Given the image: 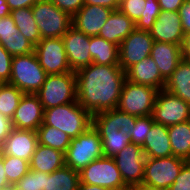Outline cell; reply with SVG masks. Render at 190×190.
<instances>
[{
    "label": "cell",
    "mask_w": 190,
    "mask_h": 190,
    "mask_svg": "<svg viewBox=\"0 0 190 190\" xmlns=\"http://www.w3.org/2000/svg\"><path fill=\"white\" fill-rule=\"evenodd\" d=\"M77 102L92 115L116 109L126 80L119 65L91 63L75 72Z\"/></svg>",
    "instance_id": "1"
},
{
    "label": "cell",
    "mask_w": 190,
    "mask_h": 190,
    "mask_svg": "<svg viewBox=\"0 0 190 190\" xmlns=\"http://www.w3.org/2000/svg\"><path fill=\"white\" fill-rule=\"evenodd\" d=\"M43 123L59 129L72 139L93 125V115L75 101L44 109Z\"/></svg>",
    "instance_id": "2"
},
{
    "label": "cell",
    "mask_w": 190,
    "mask_h": 190,
    "mask_svg": "<svg viewBox=\"0 0 190 190\" xmlns=\"http://www.w3.org/2000/svg\"><path fill=\"white\" fill-rule=\"evenodd\" d=\"M65 155V166L80 172L92 161L104 156L102 140L93 125L77 138H72Z\"/></svg>",
    "instance_id": "3"
},
{
    "label": "cell",
    "mask_w": 190,
    "mask_h": 190,
    "mask_svg": "<svg viewBox=\"0 0 190 190\" xmlns=\"http://www.w3.org/2000/svg\"><path fill=\"white\" fill-rule=\"evenodd\" d=\"M46 76L34 52L13 56L9 84L24 94H36L45 82Z\"/></svg>",
    "instance_id": "4"
},
{
    "label": "cell",
    "mask_w": 190,
    "mask_h": 190,
    "mask_svg": "<svg viewBox=\"0 0 190 190\" xmlns=\"http://www.w3.org/2000/svg\"><path fill=\"white\" fill-rule=\"evenodd\" d=\"M36 95L39 97L43 109L77 101L75 71L47 75Z\"/></svg>",
    "instance_id": "5"
},
{
    "label": "cell",
    "mask_w": 190,
    "mask_h": 190,
    "mask_svg": "<svg viewBox=\"0 0 190 190\" xmlns=\"http://www.w3.org/2000/svg\"><path fill=\"white\" fill-rule=\"evenodd\" d=\"M41 38H61L72 27V16L51 0H39L32 6Z\"/></svg>",
    "instance_id": "6"
},
{
    "label": "cell",
    "mask_w": 190,
    "mask_h": 190,
    "mask_svg": "<svg viewBox=\"0 0 190 190\" xmlns=\"http://www.w3.org/2000/svg\"><path fill=\"white\" fill-rule=\"evenodd\" d=\"M93 127L99 132L105 157L113 158L131 143L130 136L119 130L117 108L93 115Z\"/></svg>",
    "instance_id": "7"
},
{
    "label": "cell",
    "mask_w": 190,
    "mask_h": 190,
    "mask_svg": "<svg viewBox=\"0 0 190 190\" xmlns=\"http://www.w3.org/2000/svg\"><path fill=\"white\" fill-rule=\"evenodd\" d=\"M158 90L125 80L117 109L136 117L152 115Z\"/></svg>",
    "instance_id": "8"
},
{
    "label": "cell",
    "mask_w": 190,
    "mask_h": 190,
    "mask_svg": "<svg viewBox=\"0 0 190 190\" xmlns=\"http://www.w3.org/2000/svg\"><path fill=\"white\" fill-rule=\"evenodd\" d=\"M81 183L97 185L110 190H129L112 157H101L79 172Z\"/></svg>",
    "instance_id": "9"
},
{
    "label": "cell",
    "mask_w": 190,
    "mask_h": 190,
    "mask_svg": "<svg viewBox=\"0 0 190 190\" xmlns=\"http://www.w3.org/2000/svg\"><path fill=\"white\" fill-rule=\"evenodd\" d=\"M187 161L176 156L146 157L143 184L168 190Z\"/></svg>",
    "instance_id": "10"
},
{
    "label": "cell",
    "mask_w": 190,
    "mask_h": 190,
    "mask_svg": "<svg viewBox=\"0 0 190 190\" xmlns=\"http://www.w3.org/2000/svg\"><path fill=\"white\" fill-rule=\"evenodd\" d=\"M155 123L171 126L190 120V105L170 92H157L152 112Z\"/></svg>",
    "instance_id": "11"
},
{
    "label": "cell",
    "mask_w": 190,
    "mask_h": 190,
    "mask_svg": "<svg viewBox=\"0 0 190 190\" xmlns=\"http://www.w3.org/2000/svg\"><path fill=\"white\" fill-rule=\"evenodd\" d=\"M113 159L129 189L143 183L146 156L142 146L130 143Z\"/></svg>",
    "instance_id": "12"
},
{
    "label": "cell",
    "mask_w": 190,
    "mask_h": 190,
    "mask_svg": "<svg viewBox=\"0 0 190 190\" xmlns=\"http://www.w3.org/2000/svg\"><path fill=\"white\" fill-rule=\"evenodd\" d=\"M34 53L47 75L72 71L67 60L62 37L41 39L34 46Z\"/></svg>",
    "instance_id": "13"
},
{
    "label": "cell",
    "mask_w": 190,
    "mask_h": 190,
    "mask_svg": "<svg viewBox=\"0 0 190 190\" xmlns=\"http://www.w3.org/2000/svg\"><path fill=\"white\" fill-rule=\"evenodd\" d=\"M154 42L149 31L135 28L119 45V66L126 72L149 57Z\"/></svg>",
    "instance_id": "14"
},
{
    "label": "cell",
    "mask_w": 190,
    "mask_h": 190,
    "mask_svg": "<svg viewBox=\"0 0 190 190\" xmlns=\"http://www.w3.org/2000/svg\"><path fill=\"white\" fill-rule=\"evenodd\" d=\"M62 40L67 60L72 71L93 63L90 55V36L72 26L63 36Z\"/></svg>",
    "instance_id": "15"
},
{
    "label": "cell",
    "mask_w": 190,
    "mask_h": 190,
    "mask_svg": "<svg viewBox=\"0 0 190 190\" xmlns=\"http://www.w3.org/2000/svg\"><path fill=\"white\" fill-rule=\"evenodd\" d=\"M44 109L36 94H24L11 119L12 126L20 130L37 129L43 123Z\"/></svg>",
    "instance_id": "16"
},
{
    "label": "cell",
    "mask_w": 190,
    "mask_h": 190,
    "mask_svg": "<svg viewBox=\"0 0 190 190\" xmlns=\"http://www.w3.org/2000/svg\"><path fill=\"white\" fill-rule=\"evenodd\" d=\"M149 33L154 41L181 45L185 33L179 11L161 10Z\"/></svg>",
    "instance_id": "17"
},
{
    "label": "cell",
    "mask_w": 190,
    "mask_h": 190,
    "mask_svg": "<svg viewBox=\"0 0 190 190\" xmlns=\"http://www.w3.org/2000/svg\"><path fill=\"white\" fill-rule=\"evenodd\" d=\"M37 144V131L13 128L4 143L0 146V153L30 162Z\"/></svg>",
    "instance_id": "18"
},
{
    "label": "cell",
    "mask_w": 190,
    "mask_h": 190,
    "mask_svg": "<svg viewBox=\"0 0 190 190\" xmlns=\"http://www.w3.org/2000/svg\"><path fill=\"white\" fill-rule=\"evenodd\" d=\"M112 11L105 6L84 4L72 16V26L88 36H97Z\"/></svg>",
    "instance_id": "19"
},
{
    "label": "cell",
    "mask_w": 190,
    "mask_h": 190,
    "mask_svg": "<svg viewBox=\"0 0 190 190\" xmlns=\"http://www.w3.org/2000/svg\"><path fill=\"white\" fill-rule=\"evenodd\" d=\"M0 44L11 56L34 52V45L19 32L11 15L0 18Z\"/></svg>",
    "instance_id": "20"
},
{
    "label": "cell",
    "mask_w": 190,
    "mask_h": 190,
    "mask_svg": "<svg viewBox=\"0 0 190 190\" xmlns=\"http://www.w3.org/2000/svg\"><path fill=\"white\" fill-rule=\"evenodd\" d=\"M126 79L136 84L153 87L158 91L164 89L166 81L151 56L130 67L126 71Z\"/></svg>",
    "instance_id": "21"
},
{
    "label": "cell",
    "mask_w": 190,
    "mask_h": 190,
    "mask_svg": "<svg viewBox=\"0 0 190 190\" xmlns=\"http://www.w3.org/2000/svg\"><path fill=\"white\" fill-rule=\"evenodd\" d=\"M150 56L165 80L176 70L177 65L183 59L181 45L157 41L153 44Z\"/></svg>",
    "instance_id": "22"
},
{
    "label": "cell",
    "mask_w": 190,
    "mask_h": 190,
    "mask_svg": "<svg viewBox=\"0 0 190 190\" xmlns=\"http://www.w3.org/2000/svg\"><path fill=\"white\" fill-rule=\"evenodd\" d=\"M136 28V23L119 9L113 10L99 35L105 40L120 45V43Z\"/></svg>",
    "instance_id": "23"
},
{
    "label": "cell",
    "mask_w": 190,
    "mask_h": 190,
    "mask_svg": "<svg viewBox=\"0 0 190 190\" xmlns=\"http://www.w3.org/2000/svg\"><path fill=\"white\" fill-rule=\"evenodd\" d=\"M146 157L162 158L172 156L167 126L154 123L142 145Z\"/></svg>",
    "instance_id": "24"
},
{
    "label": "cell",
    "mask_w": 190,
    "mask_h": 190,
    "mask_svg": "<svg viewBox=\"0 0 190 190\" xmlns=\"http://www.w3.org/2000/svg\"><path fill=\"white\" fill-rule=\"evenodd\" d=\"M29 165L31 170L50 174L65 166V155L60 150L38 143Z\"/></svg>",
    "instance_id": "25"
},
{
    "label": "cell",
    "mask_w": 190,
    "mask_h": 190,
    "mask_svg": "<svg viewBox=\"0 0 190 190\" xmlns=\"http://www.w3.org/2000/svg\"><path fill=\"white\" fill-rule=\"evenodd\" d=\"M164 90L180 97L190 105V61L182 59L165 81Z\"/></svg>",
    "instance_id": "26"
},
{
    "label": "cell",
    "mask_w": 190,
    "mask_h": 190,
    "mask_svg": "<svg viewBox=\"0 0 190 190\" xmlns=\"http://www.w3.org/2000/svg\"><path fill=\"white\" fill-rule=\"evenodd\" d=\"M89 51L94 64L119 65V46L103 37L90 36Z\"/></svg>",
    "instance_id": "27"
},
{
    "label": "cell",
    "mask_w": 190,
    "mask_h": 190,
    "mask_svg": "<svg viewBox=\"0 0 190 190\" xmlns=\"http://www.w3.org/2000/svg\"><path fill=\"white\" fill-rule=\"evenodd\" d=\"M173 156L190 157V120L167 127Z\"/></svg>",
    "instance_id": "28"
},
{
    "label": "cell",
    "mask_w": 190,
    "mask_h": 190,
    "mask_svg": "<svg viewBox=\"0 0 190 190\" xmlns=\"http://www.w3.org/2000/svg\"><path fill=\"white\" fill-rule=\"evenodd\" d=\"M79 183V172L64 166L50 174L45 173L44 190H78Z\"/></svg>",
    "instance_id": "29"
},
{
    "label": "cell",
    "mask_w": 190,
    "mask_h": 190,
    "mask_svg": "<svg viewBox=\"0 0 190 190\" xmlns=\"http://www.w3.org/2000/svg\"><path fill=\"white\" fill-rule=\"evenodd\" d=\"M15 26L34 46L42 39L35 22L32 7L19 8L11 11Z\"/></svg>",
    "instance_id": "30"
},
{
    "label": "cell",
    "mask_w": 190,
    "mask_h": 190,
    "mask_svg": "<svg viewBox=\"0 0 190 190\" xmlns=\"http://www.w3.org/2000/svg\"><path fill=\"white\" fill-rule=\"evenodd\" d=\"M37 135L39 144L60 150L63 153L66 152L71 142V138L66 133L44 123L37 129Z\"/></svg>",
    "instance_id": "31"
},
{
    "label": "cell",
    "mask_w": 190,
    "mask_h": 190,
    "mask_svg": "<svg viewBox=\"0 0 190 190\" xmlns=\"http://www.w3.org/2000/svg\"><path fill=\"white\" fill-rule=\"evenodd\" d=\"M23 95L14 85L0 83V114L12 119Z\"/></svg>",
    "instance_id": "32"
},
{
    "label": "cell",
    "mask_w": 190,
    "mask_h": 190,
    "mask_svg": "<svg viewBox=\"0 0 190 190\" xmlns=\"http://www.w3.org/2000/svg\"><path fill=\"white\" fill-rule=\"evenodd\" d=\"M3 166L9 184H16L30 169L29 161L9 155H3Z\"/></svg>",
    "instance_id": "33"
},
{
    "label": "cell",
    "mask_w": 190,
    "mask_h": 190,
    "mask_svg": "<svg viewBox=\"0 0 190 190\" xmlns=\"http://www.w3.org/2000/svg\"><path fill=\"white\" fill-rule=\"evenodd\" d=\"M154 123L152 115L136 117L135 125H132L129 131L131 143L142 146L147 133L150 131Z\"/></svg>",
    "instance_id": "34"
},
{
    "label": "cell",
    "mask_w": 190,
    "mask_h": 190,
    "mask_svg": "<svg viewBox=\"0 0 190 190\" xmlns=\"http://www.w3.org/2000/svg\"><path fill=\"white\" fill-rule=\"evenodd\" d=\"M146 0H119V10L136 22H145Z\"/></svg>",
    "instance_id": "35"
},
{
    "label": "cell",
    "mask_w": 190,
    "mask_h": 190,
    "mask_svg": "<svg viewBox=\"0 0 190 190\" xmlns=\"http://www.w3.org/2000/svg\"><path fill=\"white\" fill-rule=\"evenodd\" d=\"M16 184L22 190H44L45 173L29 169L28 173Z\"/></svg>",
    "instance_id": "36"
},
{
    "label": "cell",
    "mask_w": 190,
    "mask_h": 190,
    "mask_svg": "<svg viewBox=\"0 0 190 190\" xmlns=\"http://www.w3.org/2000/svg\"><path fill=\"white\" fill-rule=\"evenodd\" d=\"M145 6V22H136V29L149 31L161 13V8L157 0H146Z\"/></svg>",
    "instance_id": "37"
},
{
    "label": "cell",
    "mask_w": 190,
    "mask_h": 190,
    "mask_svg": "<svg viewBox=\"0 0 190 190\" xmlns=\"http://www.w3.org/2000/svg\"><path fill=\"white\" fill-rule=\"evenodd\" d=\"M12 58L0 44V83H9L12 69Z\"/></svg>",
    "instance_id": "38"
},
{
    "label": "cell",
    "mask_w": 190,
    "mask_h": 190,
    "mask_svg": "<svg viewBox=\"0 0 190 190\" xmlns=\"http://www.w3.org/2000/svg\"><path fill=\"white\" fill-rule=\"evenodd\" d=\"M168 190H190V164L186 162Z\"/></svg>",
    "instance_id": "39"
},
{
    "label": "cell",
    "mask_w": 190,
    "mask_h": 190,
    "mask_svg": "<svg viewBox=\"0 0 190 190\" xmlns=\"http://www.w3.org/2000/svg\"><path fill=\"white\" fill-rule=\"evenodd\" d=\"M60 10L74 16L84 5V0H51Z\"/></svg>",
    "instance_id": "40"
},
{
    "label": "cell",
    "mask_w": 190,
    "mask_h": 190,
    "mask_svg": "<svg viewBox=\"0 0 190 190\" xmlns=\"http://www.w3.org/2000/svg\"><path fill=\"white\" fill-rule=\"evenodd\" d=\"M117 119L119 123V130L129 135L130 127L135 125L136 116L124 113L117 109Z\"/></svg>",
    "instance_id": "41"
},
{
    "label": "cell",
    "mask_w": 190,
    "mask_h": 190,
    "mask_svg": "<svg viewBox=\"0 0 190 190\" xmlns=\"http://www.w3.org/2000/svg\"><path fill=\"white\" fill-rule=\"evenodd\" d=\"M183 32L190 31V0H185L179 8Z\"/></svg>",
    "instance_id": "42"
},
{
    "label": "cell",
    "mask_w": 190,
    "mask_h": 190,
    "mask_svg": "<svg viewBox=\"0 0 190 190\" xmlns=\"http://www.w3.org/2000/svg\"><path fill=\"white\" fill-rule=\"evenodd\" d=\"M11 119L0 114V146L4 143L5 139L9 136L12 131Z\"/></svg>",
    "instance_id": "43"
},
{
    "label": "cell",
    "mask_w": 190,
    "mask_h": 190,
    "mask_svg": "<svg viewBox=\"0 0 190 190\" xmlns=\"http://www.w3.org/2000/svg\"><path fill=\"white\" fill-rule=\"evenodd\" d=\"M161 10L179 11L180 6L185 0H157Z\"/></svg>",
    "instance_id": "44"
},
{
    "label": "cell",
    "mask_w": 190,
    "mask_h": 190,
    "mask_svg": "<svg viewBox=\"0 0 190 190\" xmlns=\"http://www.w3.org/2000/svg\"><path fill=\"white\" fill-rule=\"evenodd\" d=\"M84 4L105 6L112 10L119 9V0H84Z\"/></svg>",
    "instance_id": "45"
},
{
    "label": "cell",
    "mask_w": 190,
    "mask_h": 190,
    "mask_svg": "<svg viewBox=\"0 0 190 190\" xmlns=\"http://www.w3.org/2000/svg\"><path fill=\"white\" fill-rule=\"evenodd\" d=\"M38 1L39 0H6V3L12 11L19 8L32 7Z\"/></svg>",
    "instance_id": "46"
},
{
    "label": "cell",
    "mask_w": 190,
    "mask_h": 190,
    "mask_svg": "<svg viewBox=\"0 0 190 190\" xmlns=\"http://www.w3.org/2000/svg\"><path fill=\"white\" fill-rule=\"evenodd\" d=\"M182 58L190 61V31L186 32L183 36L181 44Z\"/></svg>",
    "instance_id": "47"
},
{
    "label": "cell",
    "mask_w": 190,
    "mask_h": 190,
    "mask_svg": "<svg viewBox=\"0 0 190 190\" xmlns=\"http://www.w3.org/2000/svg\"><path fill=\"white\" fill-rule=\"evenodd\" d=\"M9 185L3 166V155L0 153V190L7 188Z\"/></svg>",
    "instance_id": "48"
},
{
    "label": "cell",
    "mask_w": 190,
    "mask_h": 190,
    "mask_svg": "<svg viewBox=\"0 0 190 190\" xmlns=\"http://www.w3.org/2000/svg\"><path fill=\"white\" fill-rule=\"evenodd\" d=\"M11 14L9 5L6 3V0H0V18L6 17Z\"/></svg>",
    "instance_id": "49"
},
{
    "label": "cell",
    "mask_w": 190,
    "mask_h": 190,
    "mask_svg": "<svg viewBox=\"0 0 190 190\" xmlns=\"http://www.w3.org/2000/svg\"><path fill=\"white\" fill-rule=\"evenodd\" d=\"M78 190H110L105 187L97 186V185H91L86 183H79Z\"/></svg>",
    "instance_id": "50"
},
{
    "label": "cell",
    "mask_w": 190,
    "mask_h": 190,
    "mask_svg": "<svg viewBox=\"0 0 190 190\" xmlns=\"http://www.w3.org/2000/svg\"><path fill=\"white\" fill-rule=\"evenodd\" d=\"M129 190H164V189H158L155 187L147 186L145 184L135 185L131 187Z\"/></svg>",
    "instance_id": "51"
},
{
    "label": "cell",
    "mask_w": 190,
    "mask_h": 190,
    "mask_svg": "<svg viewBox=\"0 0 190 190\" xmlns=\"http://www.w3.org/2000/svg\"><path fill=\"white\" fill-rule=\"evenodd\" d=\"M7 190H22L17 184H10Z\"/></svg>",
    "instance_id": "52"
}]
</instances>
